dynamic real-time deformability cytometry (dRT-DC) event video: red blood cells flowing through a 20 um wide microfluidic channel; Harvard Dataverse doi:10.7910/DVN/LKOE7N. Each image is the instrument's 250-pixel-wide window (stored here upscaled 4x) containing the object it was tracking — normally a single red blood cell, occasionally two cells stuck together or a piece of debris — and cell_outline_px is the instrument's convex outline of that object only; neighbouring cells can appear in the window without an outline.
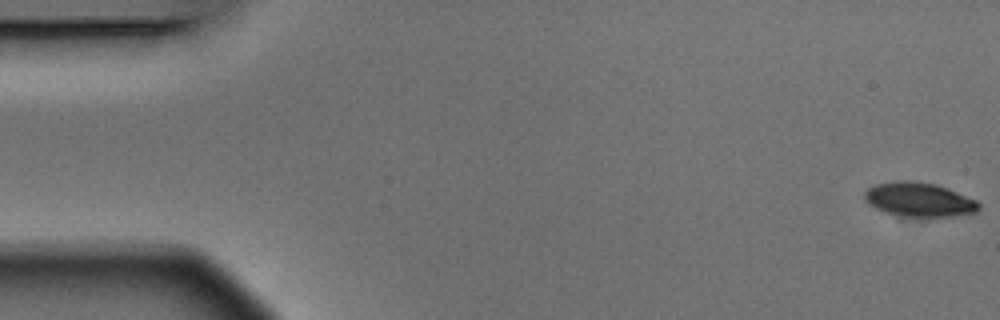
{"species": "Egyptian fruit bat (a non-hibernating species)", "species_latin": "Rousettus aegyptiacus", "temperature_condition": "warm", "stored_images_in_passage": 6, "camera_frame_rate_fps": 3000, "um_per_image_px": 0.085, "animal": {"sex": "male"}, "frame": {"image": 1, "passage_image": 1, "time_ms": 0.0, "image_size_px": [1000, 320], "cell_outline_px": [[980, 208], [976, 212], [948, 216], [908, 216], [884, 212], [868, 204], [864, 200], [864, 192], [868, 188], [876, 184], [900, 180], [904, 180], [936, 184], [948, 188], [976, 200], [980, 204]], "centroid_in_image_um": [78.1, 16.95], "position_along_channel_um": 6.9, "area_um2": 22.48}}
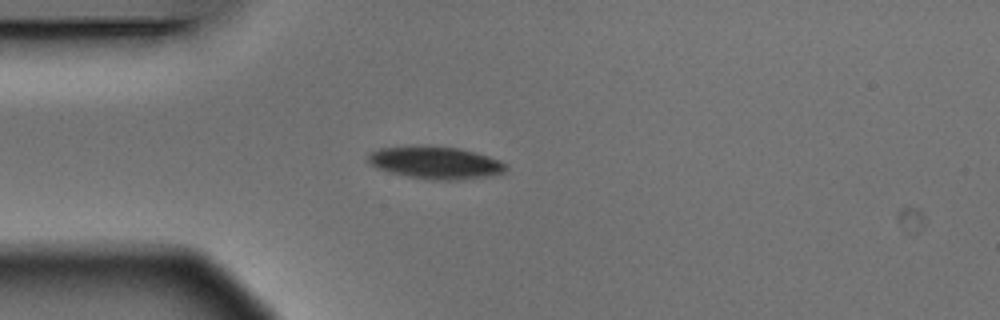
{"frame": {"image": 2, "passage_image": 5, "time_ms": 1.333, "image_size_px": [1000, 320], "cell_outline_px": [[508, 168], [504, 172], [492, 176], [464, 180], [428, 180], [388, 172], [376, 168], [368, 160], [368, 156], [372, 152], [380, 148], [420, 144], [460, 148], [476, 152], [500, 160]], "centroid_in_image_um": [37.04, 13.82], "position_along_channel_um": 48.0, "area_um2": 26.53}}